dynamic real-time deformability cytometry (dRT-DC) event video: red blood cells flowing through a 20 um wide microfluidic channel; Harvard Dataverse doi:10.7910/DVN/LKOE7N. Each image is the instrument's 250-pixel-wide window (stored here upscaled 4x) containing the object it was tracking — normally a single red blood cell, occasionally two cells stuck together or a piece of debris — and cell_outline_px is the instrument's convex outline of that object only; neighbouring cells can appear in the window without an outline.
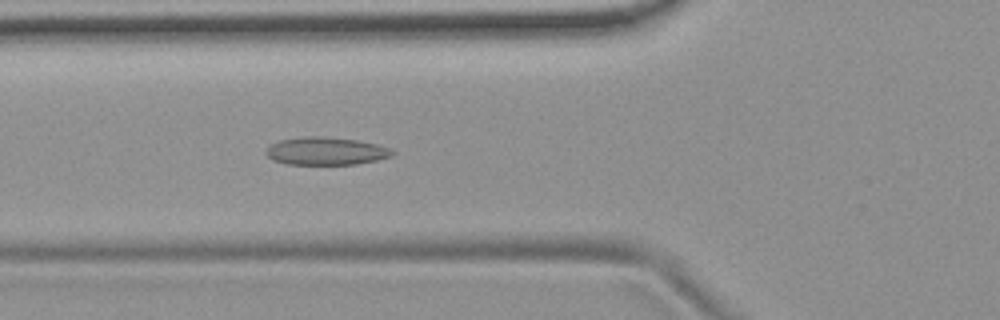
{"species": "common noctule bat (a hibernating species)", "species_latin": "Nyctalus noctula", "temperature_condition": "room temperature", "stored_images_in_passage": 50, "camera_frame_rate_fps": 3000, "um_per_image_px": 0.085, "animal": {"sex": "female", "body_mass_g": 19.9}, "frame": {"image": 1, "passage_image": 16, "time_ms": 5.0, "image_size_px": [1000, 320], "cell_outline_px": [[396, 152], [392, 156], [376, 160], [356, 164], [288, 164], [272, 160], [264, 152], [272, 144], [280, 140], [304, 136], [324, 136], [356, 140], [376, 144], [388, 148]], "centroid_in_image_um": [27.69, 12.84], "position_along_channel_um": 98.1, "area_um2": 20.35}}
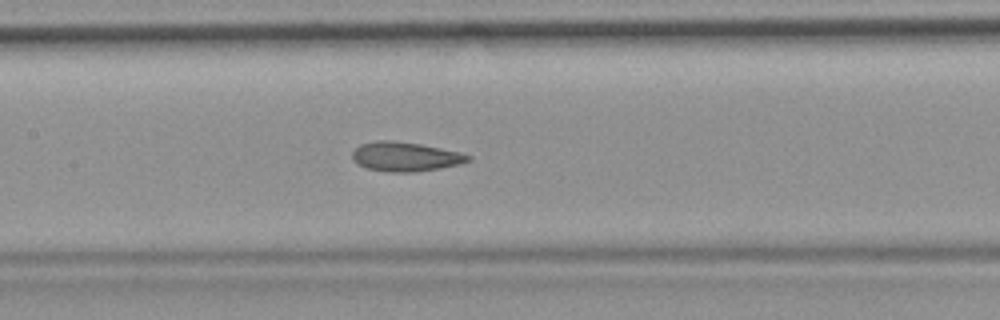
{"frame": {"image": 2, "passage_image": 22, "time_ms": 7.0, "image_size_px": [1000, 320], "cell_outline_px": [[472, 160], [460, 164], [440, 168], [416, 172], [388, 172], [368, 168], [352, 160], [352, 152], [360, 144], [376, 140], [388, 140], [420, 144], [460, 152], [472, 156]], "centroid_in_image_um": [34.47, 13.31], "position_along_channel_um": 172.9, "area_um2": 19.77}}
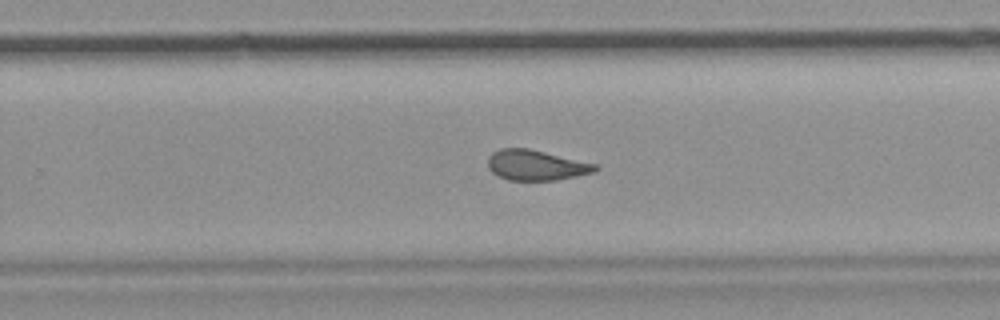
{"frame": {"image": 3, "passage_image": 31, "time_ms": 10.0, "image_size_px": [1000, 320], "cell_outline_px": [[600, 168], [596, 172], [556, 180], [508, 180], [492, 172], [488, 168], [488, 156], [492, 152], [500, 148], [528, 148], [596, 164]], "centroid_in_image_um": [45.56, 14.04], "position_along_channel_um": 284.2, "area_um2": 18.96}, "authors_computed_cell_mechanics": {"area_um2": 19.9699, "velocity_mm_per_s": 3.7317, "shape_relaxation_time_tau1_ms": null, "shape_relaxation_time_tau2_ms": 2.1279, "deformation_change_tau1": null, "deformation_change_tau2": 0.0992}}